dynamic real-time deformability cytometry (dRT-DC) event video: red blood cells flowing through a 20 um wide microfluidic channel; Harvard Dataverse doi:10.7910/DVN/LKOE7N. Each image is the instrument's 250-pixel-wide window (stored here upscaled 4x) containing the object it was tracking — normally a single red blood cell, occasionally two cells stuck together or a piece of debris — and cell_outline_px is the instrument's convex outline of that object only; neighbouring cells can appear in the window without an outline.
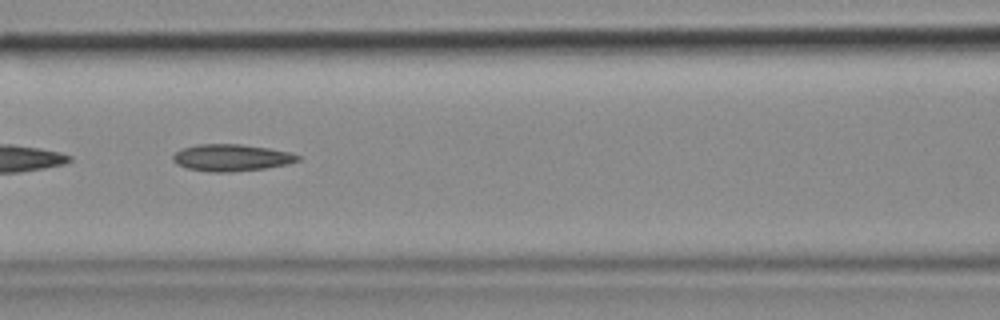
{"species": "common noctule bat (a hibernating species)", "species_latin": "Nyctalus noctula", "temperature_condition": "cold", "stored_images_in_passage": 24, "camera_frame_rate_fps": 3000, "um_per_image_px": 0.085, "animal": {"sex": "female", "body_mass_g": 18.4}, "frame": {"image": 1, "passage_image": 21, "time_ms": 6.667, "image_size_px": [1000, 320], "cell_outline_px": [[300, 160], [288, 164], [264, 168], [232, 172], [212, 172], [188, 168], [176, 164], [172, 160], [172, 156], [176, 152], [184, 148], [196, 144], [240, 144], [268, 148], [288, 152], [300, 156]], "centroid_in_image_um": [19.65, 13.4], "position_along_channel_um": 146.9, "area_um2": 19.42}}